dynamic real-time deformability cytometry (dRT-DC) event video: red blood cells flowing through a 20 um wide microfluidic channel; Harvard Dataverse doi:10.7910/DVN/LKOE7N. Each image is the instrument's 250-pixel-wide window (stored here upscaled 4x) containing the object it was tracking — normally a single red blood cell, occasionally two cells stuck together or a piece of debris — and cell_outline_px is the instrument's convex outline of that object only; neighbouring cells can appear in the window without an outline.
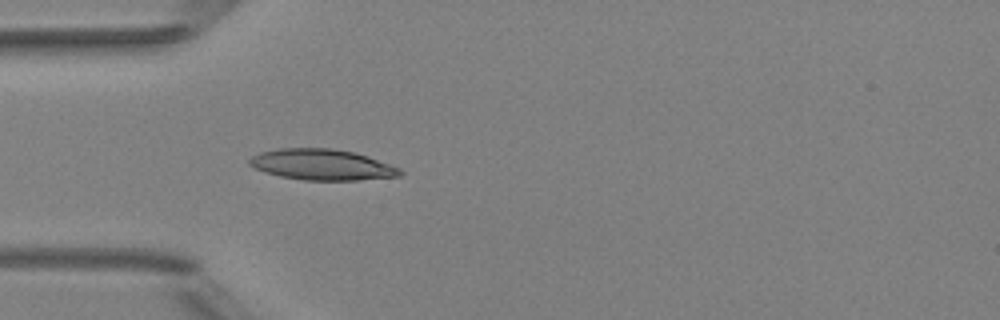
{"species": "Egyptian fruit bat (a non-hibernating species)", "species_latin": "Rousettus aegyptiacus", "temperature_condition": "room temperature", "stored_images_in_passage": 1, "camera_frame_rate_fps": 3000, "um_per_image_px": 0.085, "animal": {"sex": "female"}, "frame": {"image": 1, "passage_image": 1, "time_ms": 0.0, "image_size_px": [1000, 320], "cell_outline_px": [[404, 172], [400, 176], [356, 180], [304, 180], [280, 176], [256, 168], [248, 164], [248, 160], [252, 156], [260, 152], [280, 148], [332, 148], [356, 152], [368, 156], [400, 168]], "centroid_in_image_um": [27.39, 13.99], "position_along_channel_um": 57.6, "area_um2": 27.05}}